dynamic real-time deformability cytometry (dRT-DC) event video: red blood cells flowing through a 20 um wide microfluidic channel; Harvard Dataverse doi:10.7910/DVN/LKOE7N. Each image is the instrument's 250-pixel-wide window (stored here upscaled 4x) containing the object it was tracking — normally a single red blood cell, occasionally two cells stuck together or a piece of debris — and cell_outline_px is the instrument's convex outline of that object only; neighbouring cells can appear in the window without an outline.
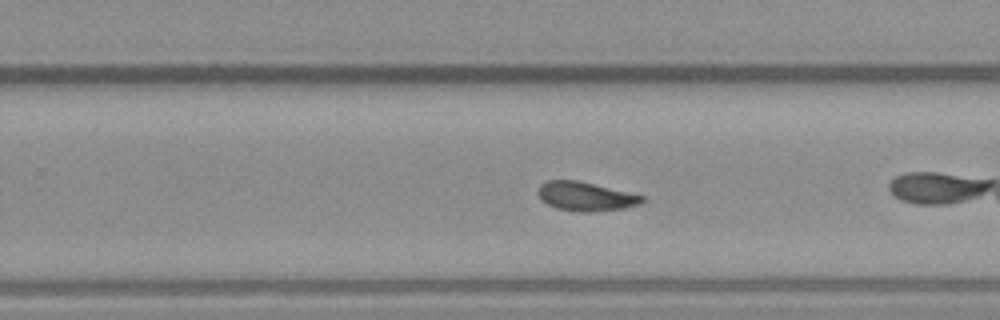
{"species": "common noctule bat (a hibernating species)", "species_latin": "Nyctalus noctula", "temperature_condition": "warm", "stored_images_in_passage": 53, "camera_frame_rate_fps": 3000, "um_per_image_px": 0.085, "animal": {"sex": "male", "body_mass_g": 23.1, "forearm_length_mm": 52.7}, "frame": {"image": 1, "passage_image": 31, "time_ms": 10.0, "image_size_px": [1000, 320], "cell_outline_px": [[644, 200], [640, 204], [624, 208], [588, 212], [580, 212], [556, 208], [548, 204], [536, 192], [536, 188], [540, 184], [548, 180], [576, 180], [644, 196]], "centroid_in_image_um": [49.74, 16.69], "position_along_channel_um": 280.1, "area_um2": 17.34}, "authors_computed_cell_mechanics": {"area_um2": 17.7446, "velocity_mm_per_s": 3.7094, "shape_relaxation_time_tau1_ms": null, "shape_relaxation_time_tau2_ms": 8.4044, "deformation_change_tau1": null, "deformation_change_tau2": 0.1606}}